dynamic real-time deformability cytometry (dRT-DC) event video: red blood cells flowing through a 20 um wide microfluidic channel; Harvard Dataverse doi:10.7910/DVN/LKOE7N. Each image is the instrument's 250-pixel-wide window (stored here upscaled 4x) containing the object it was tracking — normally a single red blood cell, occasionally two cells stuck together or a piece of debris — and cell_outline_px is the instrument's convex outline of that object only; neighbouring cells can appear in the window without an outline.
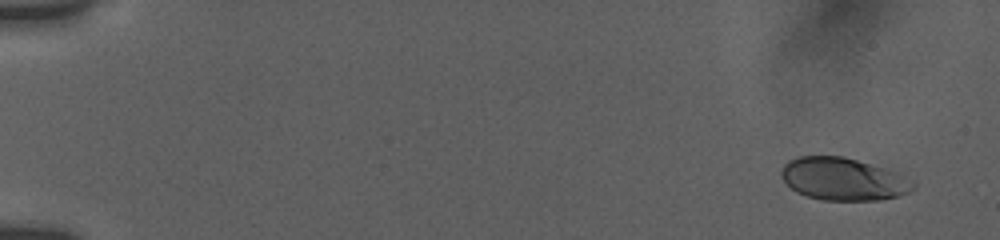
{"species": "human", "species_latin": "Homo sapiens", "temperature_condition": "room temperature", "stored_images_in_passage": 46, "camera_frame_rate_fps": 3000, "um_per_image_px": 0.085, "donor": {"sex": "female"}, "frame": {"image": 1, "passage_image": 3, "time_ms": 1.0, "image_size_px": [1000, 240], "cell_outline_px": [[916, 188], [908, 192], [896, 196], [876, 200], [824, 200], [808, 196], [796, 192], [780, 176], [780, 172], [784, 164], [788, 160], [800, 156], [844, 156], [884, 168], [896, 172], [904, 176], [916, 184]], "centroid_in_image_um": [71.65, 15.21], "position_along_channel_um": 13.3, "area_um2": 32.48}}
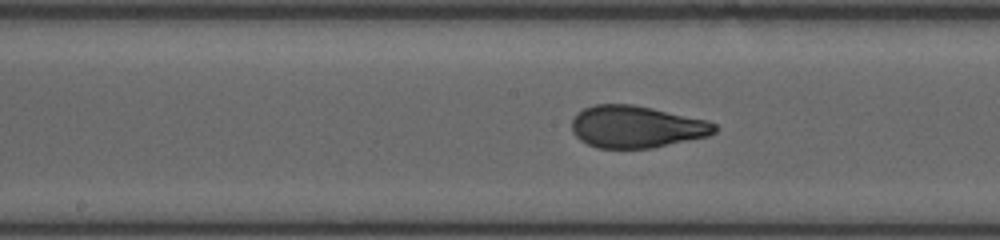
{"frame": {"image": 2, "passage_image": 23, "time_ms": 10.0, "image_size_px": [1000, 240], "cell_outline_px": [[720, 128], [716, 132], [708, 136], [652, 148], [600, 148], [588, 144], [580, 140], [572, 132], [572, 120], [576, 112], [584, 108], [596, 104], [632, 104], [652, 108], [708, 120], [716, 124]], "centroid_in_image_um": [54.11, 10.77], "position_along_channel_um": 194.1, "area_um2": 35.2}}
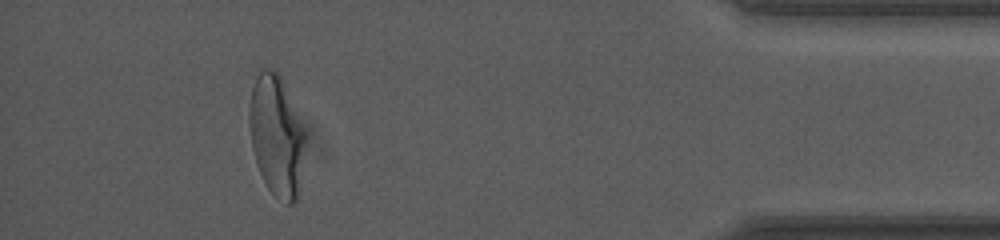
{"frame": {"image": 3, "passage_image": 46, "time_ms": 17.0, "image_size_px": [1000, 240], "cell_outline_px": [[304, 144], [296, 200], [292, 204], [288, 204], [276, 196], [268, 188], [256, 164], [252, 148], [248, 124], [248, 108], [252, 88], [256, 76], [264, 68], [272, 68], [280, 76], [304, 132]], "centroid_in_image_um": [23.43, 11.51], "position_along_channel_um": 411.8, "area_um2": 38.32}, "authors_computed_cell_mechanics": {"area_um2": 35.1713, "velocity_mm_per_s": 3.7806, "shape_relaxation_time_tau1_ms": 5.8111, "shape_relaxation_time_tau2_ms": null, "deformation_change_tau1": 0.2212, "deformation_change_tau2": null}}